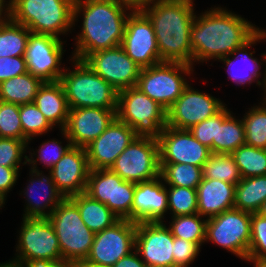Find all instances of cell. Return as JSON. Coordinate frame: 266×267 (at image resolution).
<instances>
[{
  "instance_id": "obj_1",
  "label": "cell",
  "mask_w": 266,
  "mask_h": 267,
  "mask_svg": "<svg viewBox=\"0 0 266 267\" xmlns=\"http://www.w3.org/2000/svg\"><path fill=\"white\" fill-rule=\"evenodd\" d=\"M260 29L247 18L219 5L195 14L190 29L192 66L231 55Z\"/></svg>"
},
{
  "instance_id": "obj_15",
  "label": "cell",
  "mask_w": 266,
  "mask_h": 267,
  "mask_svg": "<svg viewBox=\"0 0 266 267\" xmlns=\"http://www.w3.org/2000/svg\"><path fill=\"white\" fill-rule=\"evenodd\" d=\"M64 42L51 35L30 33L24 55L27 71L43 82L59 81L65 69Z\"/></svg>"
},
{
  "instance_id": "obj_50",
  "label": "cell",
  "mask_w": 266,
  "mask_h": 267,
  "mask_svg": "<svg viewBox=\"0 0 266 267\" xmlns=\"http://www.w3.org/2000/svg\"><path fill=\"white\" fill-rule=\"evenodd\" d=\"M132 12L142 11L152 0H114Z\"/></svg>"
},
{
  "instance_id": "obj_6",
  "label": "cell",
  "mask_w": 266,
  "mask_h": 267,
  "mask_svg": "<svg viewBox=\"0 0 266 267\" xmlns=\"http://www.w3.org/2000/svg\"><path fill=\"white\" fill-rule=\"evenodd\" d=\"M58 238L62 260L78 264L87 258L95 233L81 218L77 205L64 198L49 216Z\"/></svg>"
},
{
  "instance_id": "obj_48",
  "label": "cell",
  "mask_w": 266,
  "mask_h": 267,
  "mask_svg": "<svg viewBox=\"0 0 266 267\" xmlns=\"http://www.w3.org/2000/svg\"><path fill=\"white\" fill-rule=\"evenodd\" d=\"M112 267H147V265L140 258L138 252L134 250L127 256L122 257Z\"/></svg>"
},
{
  "instance_id": "obj_39",
  "label": "cell",
  "mask_w": 266,
  "mask_h": 267,
  "mask_svg": "<svg viewBox=\"0 0 266 267\" xmlns=\"http://www.w3.org/2000/svg\"><path fill=\"white\" fill-rule=\"evenodd\" d=\"M19 115L23 129V141H27V146L36 137L38 138L54 130V127L34 102L19 105Z\"/></svg>"
},
{
  "instance_id": "obj_44",
  "label": "cell",
  "mask_w": 266,
  "mask_h": 267,
  "mask_svg": "<svg viewBox=\"0 0 266 267\" xmlns=\"http://www.w3.org/2000/svg\"><path fill=\"white\" fill-rule=\"evenodd\" d=\"M202 247L182 238L174 237V267H190Z\"/></svg>"
},
{
  "instance_id": "obj_4",
  "label": "cell",
  "mask_w": 266,
  "mask_h": 267,
  "mask_svg": "<svg viewBox=\"0 0 266 267\" xmlns=\"http://www.w3.org/2000/svg\"><path fill=\"white\" fill-rule=\"evenodd\" d=\"M75 0H11V20L31 33L61 38L73 31ZM70 32V33H69Z\"/></svg>"
},
{
  "instance_id": "obj_10",
  "label": "cell",
  "mask_w": 266,
  "mask_h": 267,
  "mask_svg": "<svg viewBox=\"0 0 266 267\" xmlns=\"http://www.w3.org/2000/svg\"><path fill=\"white\" fill-rule=\"evenodd\" d=\"M251 213L231 209L211 217L206 224L205 243L211 242L246 260L251 239Z\"/></svg>"
},
{
  "instance_id": "obj_8",
  "label": "cell",
  "mask_w": 266,
  "mask_h": 267,
  "mask_svg": "<svg viewBox=\"0 0 266 267\" xmlns=\"http://www.w3.org/2000/svg\"><path fill=\"white\" fill-rule=\"evenodd\" d=\"M116 117L137 137L158 139L166 127V110L136 87L118 92Z\"/></svg>"
},
{
  "instance_id": "obj_56",
  "label": "cell",
  "mask_w": 266,
  "mask_h": 267,
  "mask_svg": "<svg viewBox=\"0 0 266 267\" xmlns=\"http://www.w3.org/2000/svg\"><path fill=\"white\" fill-rule=\"evenodd\" d=\"M75 267H99V266H94V265H91V264H88L85 262H81V263L75 264ZM107 267H109V266H107Z\"/></svg>"
},
{
  "instance_id": "obj_30",
  "label": "cell",
  "mask_w": 266,
  "mask_h": 267,
  "mask_svg": "<svg viewBox=\"0 0 266 267\" xmlns=\"http://www.w3.org/2000/svg\"><path fill=\"white\" fill-rule=\"evenodd\" d=\"M43 81L27 72L0 82V101L23 105L33 103Z\"/></svg>"
},
{
  "instance_id": "obj_27",
  "label": "cell",
  "mask_w": 266,
  "mask_h": 267,
  "mask_svg": "<svg viewBox=\"0 0 266 267\" xmlns=\"http://www.w3.org/2000/svg\"><path fill=\"white\" fill-rule=\"evenodd\" d=\"M34 104L43 113L49 123L59 130L64 129L69 107L64 88L60 81L43 82L35 96Z\"/></svg>"
},
{
  "instance_id": "obj_18",
  "label": "cell",
  "mask_w": 266,
  "mask_h": 267,
  "mask_svg": "<svg viewBox=\"0 0 266 267\" xmlns=\"http://www.w3.org/2000/svg\"><path fill=\"white\" fill-rule=\"evenodd\" d=\"M120 46L141 68L163 62L152 22L142 11L131 12L127 17Z\"/></svg>"
},
{
  "instance_id": "obj_38",
  "label": "cell",
  "mask_w": 266,
  "mask_h": 267,
  "mask_svg": "<svg viewBox=\"0 0 266 267\" xmlns=\"http://www.w3.org/2000/svg\"><path fill=\"white\" fill-rule=\"evenodd\" d=\"M202 178L217 179L235 185L242 179L231 154H211L202 166Z\"/></svg>"
},
{
  "instance_id": "obj_41",
  "label": "cell",
  "mask_w": 266,
  "mask_h": 267,
  "mask_svg": "<svg viewBox=\"0 0 266 267\" xmlns=\"http://www.w3.org/2000/svg\"><path fill=\"white\" fill-rule=\"evenodd\" d=\"M27 150V141L0 137V166L22 168L27 165Z\"/></svg>"
},
{
  "instance_id": "obj_46",
  "label": "cell",
  "mask_w": 266,
  "mask_h": 267,
  "mask_svg": "<svg viewBox=\"0 0 266 267\" xmlns=\"http://www.w3.org/2000/svg\"><path fill=\"white\" fill-rule=\"evenodd\" d=\"M27 72L24 56L0 57V82Z\"/></svg>"
},
{
  "instance_id": "obj_35",
  "label": "cell",
  "mask_w": 266,
  "mask_h": 267,
  "mask_svg": "<svg viewBox=\"0 0 266 267\" xmlns=\"http://www.w3.org/2000/svg\"><path fill=\"white\" fill-rule=\"evenodd\" d=\"M169 218L171 220L167 226L174 237L198 243L200 246L205 244L206 224L208 219L202 217L198 213Z\"/></svg>"
},
{
  "instance_id": "obj_55",
  "label": "cell",
  "mask_w": 266,
  "mask_h": 267,
  "mask_svg": "<svg viewBox=\"0 0 266 267\" xmlns=\"http://www.w3.org/2000/svg\"><path fill=\"white\" fill-rule=\"evenodd\" d=\"M6 199H7V197L3 193L0 192V209H2V207H4V205H6L5 204Z\"/></svg>"
},
{
  "instance_id": "obj_20",
  "label": "cell",
  "mask_w": 266,
  "mask_h": 267,
  "mask_svg": "<svg viewBox=\"0 0 266 267\" xmlns=\"http://www.w3.org/2000/svg\"><path fill=\"white\" fill-rule=\"evenodd\" d=\"M157 140L160 164H191L202 167L212 154L189 130L166 126Z\"/></svg>"
},
{
  "instance_id": "obj_40",
  "label": "cell",
  "mask_w": 266,
  "mask_h": 267,
  "mask_svg": "<svg viewBox=\"0 0 266 267\" xmlns=\"http://www.w3.org/2000/svg\"><path fill=\"white\" fill-rule=\"evenodd\" d=\"M167 192L168 214L171 217L198 213L197 189L167 186Z\"/></svg>"
},
{
  "instance_id": "obj_34",
  "label": "cell",
  "mask_w": 266,
  "mask_h": 267,
  "mask_svg": "<svg viewBox=\"0 0 266 267\" xmlns=\"http://www.w3.org/2000/svg\"><path fill=\"white\" fill-rule=\"evenodd\" d=\"M31 31L11 19L0 25V57L24 56Z\"/></svg>"
},
{
  "instance_id": "obj_54",
  "label": "cell",
  "mask_w": 266,
  "mask_h": 267,
  "mask_svg": "<svg viewBox=\"0 0 266 267\" xmlns=\"http://www.w3.org/2000/svg\"><path fill=\"white\" fill-rule=\"evenodd\" d=\"M258 214H260L262 217L266 218V201L262 204Z\"/></svg>"
},
{
  "instance_id": "obj_51",
  "label": "cell",
  "mask_w": 266,
  "mask_h": 267,
  "mask_svg": "<svg viewBox=\"0 0 266 267\" xmlns=\"http://www.w3.org/2000/svg\"><path fill=\"white\" fill-rule=\"evenodd\" d=\"M11 0H0V25L11 19Z\"/></svg>"
},
{
  "instance_id": "obj_9",
  "label": "cell",
  "mask_w": 266,
  "mask_h": 267,
  "mask_svg": "<svg viewBox=\"0 0 266 267\" xmlns=\"http://www.w3.org/2000/svg\"><path fill=\"white\" fill-rule=\"evenodd\" d=\"M13 259L8 261L26 265L34 259L62 260L58 238L49 217H23L18 230Z\"/></svg>"
},
{
  "instance_id": "obj_23",
  "label": "cell",
  "mask_w": 266,
  "mask_h": 267,
  "mask_svg": "<svg viewBox=\"0 0 266 267\" xmlns=\"http://www.w3.org/2000/svg\"><path fill=\"white\" fill-rule=\"evenodd\" d=\"M28 175L27 186L19 191L25 199L23 217H49L64 196L57 190L50 170L46 175L40 169H30Z\"/></svg>"
},
{
  "instance_id": "obj_14",
  "label": "cell",
  "mask_w": 266,
  "mask_h": 267,
  "mask_svg": "<svg viewBox=\"0 0 266 267\" xmlns=\"http://www.w3.org/2000/svg\"><path fill=\"white\" fill-rule=\"evenodd\" d=\"M227 104L223 100L195 89L191 83L166 111V126L188 130L220 112Z\"/></svg>"
},
{
  "instance_id": "obj_3",
  "label": "cell",
  "mask_w": 266,
  "mask_h": 267,
  "mask_svg": "<svg viewBox=\"0 0 266 267\" xmlns=\"http://www.w3.org/2000/svg\"><path fill=\"white\" fill-rule=\"evenodd\" d=\"M195 4L188 1L152 0L142 12L152 22L162 61L192 65L190 29Z\"/></svg>"
},
{
  "instance_id": "obj_47",
  "label": "cell",
  "mask_w": 266,
  "mask_h": 267,
  "mask_svg": "<svg viewBox=\"0 0 266 267\" xmlns=\"http://www.w3.org/2000/svg\"><path fill=\"white\" fill-rule=\"evenodd\" d=\"M21 168H9L6 166H0V192L6 197L16 186L17 180L20 176Z\"/></svg>"
},
{
  "instance_id": "obj_26",
  "label": "cell",
  "mask_w": 266,
  "mask_h": 267,
  "mask_svg": "<svg viewBox=\"0 0 266 267\" xmlns=\"http://www.w3.org/2000/svg\"><path fill=\"white\" fill-rule=\"evenodd\" d=\"M235 184L202 178L197 187V210L209 219L234 208Z\"/></svg>"
},
{
  "instance_id": "obj_28",
  "label": "cell",
  "mask_w": 266,
  "mask_h": 267,
  "mask_svg": "<svg viewBox=\"0 0 266 267\" xmlns=\"http://www.w3.org/2000/svg\"><path fill=\"white\" fill-rule=\"evenodd\" d=\"M224 107L217 113L216 140H213V154H231L245 145L244 124L238 116ZM237 117V118H236Z\"/></svg>"
},
{
  "instance_id": "obj_42",
  "label": "cell",
  "mask_w": 266,
  "mask_h": 267,
  "mask_svg": "<svg viewBox=\"0 0 266 267\" xmlns=\"http://www.w3.org/2000/svg\"><path fill=\"white\" fill-rule=\"evenodd\" d=\"M0 137L23 140L19 105L0 101Z\"/></svg>"
},
{
  "instance_id": "obj_2",
  "label": "cell",
  "mask_w": 266,
  "mask_h": 267,
  "mask_svg": "<svg viewBox=\"0 0 266 267\" xmlns=\"http://www.w3.org/2000/svg\"><path fill=\"white\" fill-rule=\"evenodd\" d=\"M131 12L114 0H75L73 29L78 19H82V23L81 32L73 38L75 48L71 57L83 60L91 53L120 46Z\"/></svg>"
},
{
  "instance_id": "obj_21",
  "label": "cell",
  "mask_w": 266,
  "mask_h": 267,
  "mask_svg": "<svg viewBox=\"0 0 266 267\" xmlns=\"http://www.w3.org/2000/svg\"><path fill=\"white\" fill-rule=\"evenodd\" d=\"M136 137L133 128L116 117L98 138L85 147L90 169H110Z\"/></svg>"
},
{
  "instance_id": "obj_43",
  "label": "cell",
  "mask_w": 266,
  "mask_h": 267,
  "mask_svg": "<svg viewBox=\"0 0 266 267\" xmlns=\"http://www.w3.org/2000/svg\"><path fill=\"white\" fill-rule=\"evenodd\" d=\"M251 239L247 259L266 260V218L251 214Z\"/></svg>"
},
{
  "instance_id": "obj_57",
  "label": "cell",
  "mask_w": 266,
  "mask_h": 267,
  "mask_svg": "<svg viewBox=\"0 0 266 267\" xmlns=\"http://www.w3.org/2000/svg\"><path fill=\"white\" fill-rule=\"evenodd\" d=\"M177 1H188V2L194 3V0H177Z\"/></svg>"
},
{
  "instance_id": "obj_37",
  "label": "cell",
  "mask_w": 266,
  "mask_h": 267,
  "mask_svg": "<svg viewBox=\"0 0 266 267\" xmlns=\"http://www.w3.org/2000/svg\"><path fill=\"white\" fill-rule=\"evenodd\" d=\"M241 178L266 175V149L242 145L231 153Z\"/></svg>"
},
{
  "instance_id": "obj_45",
  "label": "cell",
  "mask_w": 266,
  "mask_h": 267,
  "mask_svg": "<svg viewBox=\"0 0 266 267\" xmlns=\"http://www.w3.org/2000/svg\"><path fill=\"white\" fill-rule=\"evenodd\" d=\"M188 130L194 138L210 149L213 154V140H216L217 132V114L197 123Z\"/></svg>"
},
{
  "instance_id": "obj_36",
  "label": "cell",
  "mask_w": 266,
  "mask_h": 267,
  "mask_svg": "<svg viewBox=\"0 0 266 267\" xmlns=\"http://www.w3.org/2000/svg\"><path fill=\"white\" fill-rule=\"evenodd\" d=\"M160 176L166 186L197 189L202 180V167L191 164H160Z\"/></svg>"
},
{
  "instance_id": "obj_13",
  "label": "cell",
  "mask_w": 266,
  "mask_h": 267,
  "mask_svg": "<svg viewBox=\"0 0 266 267\" xmlns=\"http://www.w3.org/2000/svg\"><path fill=\"white\" fill-rule=\"evenodd\" d=\"M136 222L120 219L112 227L95 233L85 263L112 267L135 250Z\"/></svg>"
},
{
  "instance_id": "obj_11",
  "label": "cell",
  "mask_w": 266,
  "mask_h": 267,
  "mask_svg": "<svg viewBox=\"0 0 266 267\" xmlns=\"http://www.w3.org/2000/svg\"><path fill=\"white\" fill-rule=\"evenodd\" d=\"M124 181L139 183L160 176L159 143L157 139L136 137L117 157L110 168Z\"/></svg>"
},
{
  "instance_id": "obj_19",
  "label": "cell",
  "mask_w": 266,
  "mask_h": 267,
  "mask_svg": "<svg viewBox=\"0 0 266 267\" xmlns=\"http://www.w3.org/2000/svg\"><path fill=\"white\" fill-rule=\"evenodd\" d=\"M135 250L147 267H174V236L166 221L137 222Z\"/></svg>"
},
{
  "instance_id": "obj_24",
  "label": "cell",
  "mask_w": 266,
  "mask_h": 267,
  "mask_svg": "<svg viewBox=\"0 0 266 267\" xmlns=\"http://www.w3.org/2000/svg\"><path fill=\"white\" fill-rule=\"evenodd\" d=\"M90 170L85 148L71 146L50 172L57 190L69 198L86 191Z\"/></svg>"
},
{
  "instance_id": "obj_25",
  "label": "cell",
  "mask_w": 266,
  "mask_h": 267,
  "mask_svg": "<svg viewBox=\"0 0 266 267\" xmlns=\"http://www.w3.org/2000/svg\"><path fill=\"white\" fill-rule=\"evenodd\" d=\"M166 213L168 214V192L161 176L135 183L131 221H165Z\"/></svg>"
},
{
  "instance_id": "obj_5",
  "label": "cell",
  "mask_w": 266,
  "mask_h": 267,
  "mask_svg": "<svg viewBox=\"0 0 266 267\" xmlns=\"http://www.w3.org/2000/svg\"><path fill=\"white\" fill-rule=\"evenodd\" d=\"M60 82L64 88L69 109L94 107L117 109L118 91L97 75L83 60L69 57Z\"/></svg>"
},
{
  "instance_id": "obj_12",
  "label": "cell",
  "mask_w": 266,
  "mask_h": 267,
  "mask_svg": "<svg viewBox=\"0 0 266 267\" xmlns=\"http://www.w3.org/2000/svg\"><path fill=\"white\" fill-rule=\"evenodd\" d=\"M135 183L124 181L111 169L90 170L85 193L104 203L120 219L131 221Z\"/></svg>"
},
{
  "instance_id": "obj_32",
  "label": "cell",
  "mask_w": 266,
  "mask_h": 267,
  "mask_svg": "<svg viewBox=\"0 0 266 267\" xmlns=\"http://www.w3.org/2000/svg\"><path fill=\"white\" fill-rule=\"evenodd\" d=\"M61 138H63V141H60L58 139H49L47 141H42L39 149H32L29 146H27V165L30 166L29 169H38L39 167L37 165L43 164L42 167L45 169L50 170L62 157L63 155L70 149L71 142L68 136L66 135L65 131L62 129L60 130ZM67 144H62V143ZM33 152V153H32ZM35 156V157H34ZM36 158V159H35ZM38 162L40 164H38Z\"/></svg>"
},
{
  "instance_id": "obj_53",
  "label": "cell",
  "mask_w": 266,
  "mask_h": 267,
  "mask_svg": "<svg viewBox=\"0 0 266 267\" xmlns=\"http://www.w3.org/2000/svg\"><path fill=\"white\" fill-rule=\"evenodd\" d=\"M0 267H23V266L18 265V264H14L10 261H6V262L0 263Z\"/></svg>"
},
{
  "instance_id": "obj_22",
  "label": "cell",
  "mask_w": 266,
  "mask_h": 267,
  "mask_svg": "<svg viewBox=\"0 0 266 267\" xmlns=\"http://www.w3.org/2000/svg\"><path fill=\"white\" fill-rule=\"evenodd\" d=\"M117 109L94 107L69 109L64 131L71 145L85 148L98 138L116 118Z\"/></svg>"
},
{
  "instance_id": "obj_31",
  "label": "cell",
  "mask_w": 266,
  "mask_h": 267,
  "mask_svg": "<svg viewBox=\"0 0 266 267\" xmlns=\"http://www.w3.org/2000/svg\"><path fill=\"white\" fill-rule=\"evenodd\" d=\"M266 201V175L242 178L235 186L234 208L258 213Z\"/></svg>"
},
{
  "instance_id": "obj_33",
  "label": "cell",
  "mask_w": 266,
  "mask_h": 267,
  "mask_svg": "<svg viewBox=\"0 0 266 267\" xmlns=\"http://www.w3.org/2000/svg\"><path fill=\"white\" fill-rule=\"evenodd\" d=\"M262 98V99H261ZM260 98L258 105L247 108L242 121L245 131V144L266 149V97Z\"/></svg>"
},
{
  "instance_id": "obj_16",
  "label": "cell",
  "mask_w": 266,
  "mask_h": 267,
  "mask_svg": "<svg viewBox=\"0 0 266 267\" xmlns=\"http://www.w3.org/2000/svg\"><path fill=\"white\" fill-rule=\"evenodd\" d=\"M83 61L118 92L136 87L142 69L121 46L91 53Z\"/></svg>"
},
{
  "instance_id": "obj_7",
  "label": "cell",
  "mask_w": 266,
  "mask_h": 267,
  "mask_svg": "<svg viewBox=\"0 0 266 267\" xmlns=\"http://www.w3.org/2000/svg\"><path fill=\"white\" fill-rule=\"evenodd\" d=\"M194 71V67L187 63L163 61L142 68L136 88L167 111L189 85Z\"/></svg>"
},
{
  "instance_id": "obj_29",
  "label": "cell",
  "mask_w": 266,
  "mask_h": 267,
  "mask_svg": "<svg viewBox=\"0 0 266 267\" xmlns=\"http://www.w3.org/2000/svg\"><path fill=\"white\" fill-rule=\"evenodd\" d=\"M69 198L77 205L84 224L94 233L110 228L120 220L109 207L85 192Z\"/></svg>"
},
{
  "instance_id": "obj_17",
  "label": "cell",
  "mask_w": 266,
  "mask_h": 267,
  "mask_svg": "<svg viewBox=\"0 0 266 267\" xmlns=\"http://www.w3.org/2000/svg\"><path fill=\"white\" fill-rule=\"evenodd\" d=\"M266 42V32L261 28L249 41L243 46L235 49L231 55L219 59L227 68L228 79L236 86H246L255 83L262 88L263 98L266 97V53H261V59L254 57L255 50H248L260 42ZM251 51V52H250ZM241 63V64H240ZM265 63V64H263ZM265 70L262 71V66ZM263 73H262V72ZM261 78V80H260ZM264 94V95H263Z\"/></svg>"
},
{
  "instance_id": "obj_49",
  "label": "cell",
  "mask_w": 266,
  "mask_h": 267,
  "mask_svg": "<svg viewBox=\"0 0 266 267\" xmlns=\"http://www.w3.org/2000/svg\"><path fill=\"white\" fill-rule=\"evenodd\" d=\"M23 267H75V264L65 260L50 261L48 259H34Z\"/></svg>"
},
{
  "instance_id": "obj_52",
  "label": "cell",
  "mask_w": 266,
  "mask_h": 267,
  "mask_svg": "<svg viewBox=\"0 0 266 267\" xmlns=\"http://www.w3.org/2000/svg\"><path fill=\"white\" fill-rule=\"evenodd\" d=\"M248 261V263H253L254 267H266V260H258V259H246L245 262Z\"/></svg>"
}]
</instances>
